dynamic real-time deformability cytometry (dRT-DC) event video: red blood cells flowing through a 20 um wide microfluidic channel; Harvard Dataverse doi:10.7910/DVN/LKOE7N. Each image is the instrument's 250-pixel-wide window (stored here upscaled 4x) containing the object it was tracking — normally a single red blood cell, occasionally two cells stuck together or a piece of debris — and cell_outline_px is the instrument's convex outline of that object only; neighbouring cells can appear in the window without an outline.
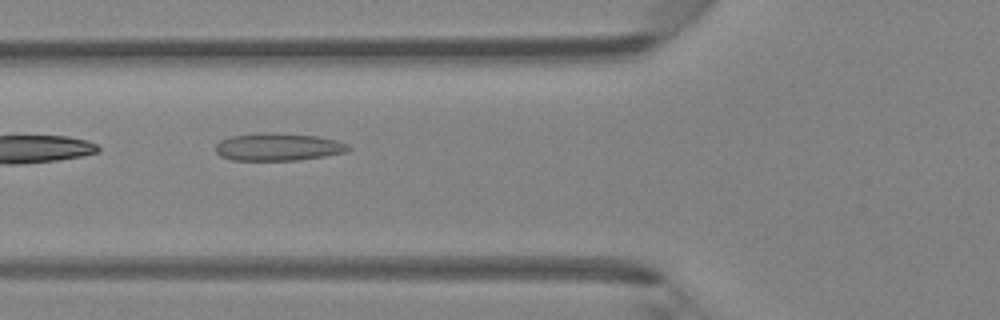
{"species": "Egyptian fruit bat (a non-hibernating species)", "species_latin": "Rousettus aegyptiacus", "temperature_condition": "room temperature", "stored_images_in_passage": 6, "camera_frame_rate_fps": 3000, "um_per_image_px": 0.085, "animal": {"sex": "female"}, "frame": {"image": 1, "passage_image": 5, "time_ms": 4.667, "image_size_px": [1000, 320], "cell_outline_px": [[352, 148], [344, 152], [324, 156], [296, 160], [232, 160], [220, 156], [216, 152], [216, 144], [220, 140], [232, 136], [264, 132], [276, 132], [316, 136], [336, 140], [348, 144]], "centroid_in_image_um": [23.63, 12.48], "position_along_channel_um": 102.2, "area_um2": 21.33}}
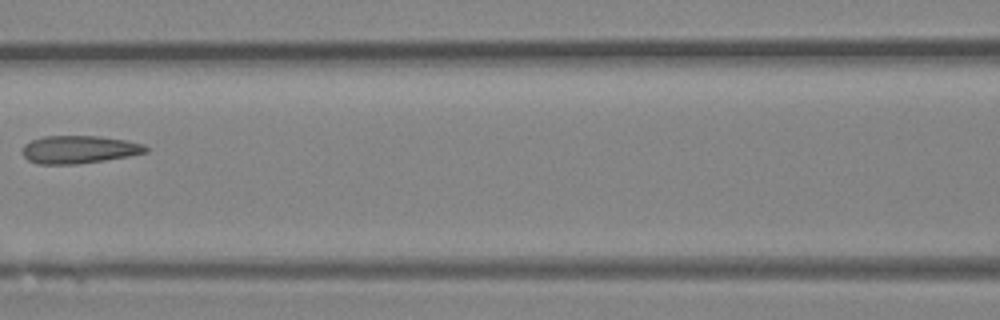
{"frame": {"image": 2, "passage_image": 6, "time_ms": 6.0, "image_size_px": [1000, 320], "cell_outline_px": [[148, 152], [128, 156], [104, 160], [76, 164], [36, 164], [28, 160], [20, 152], [24, 144], [32, 140], [44, 136], [100, 136], [124, 140], [144, 144], [148, 148]], "centroid_in_image_um": [6.68, 12.71], "position_along_channel_um": 159.9, "area_um2": 20.06}}